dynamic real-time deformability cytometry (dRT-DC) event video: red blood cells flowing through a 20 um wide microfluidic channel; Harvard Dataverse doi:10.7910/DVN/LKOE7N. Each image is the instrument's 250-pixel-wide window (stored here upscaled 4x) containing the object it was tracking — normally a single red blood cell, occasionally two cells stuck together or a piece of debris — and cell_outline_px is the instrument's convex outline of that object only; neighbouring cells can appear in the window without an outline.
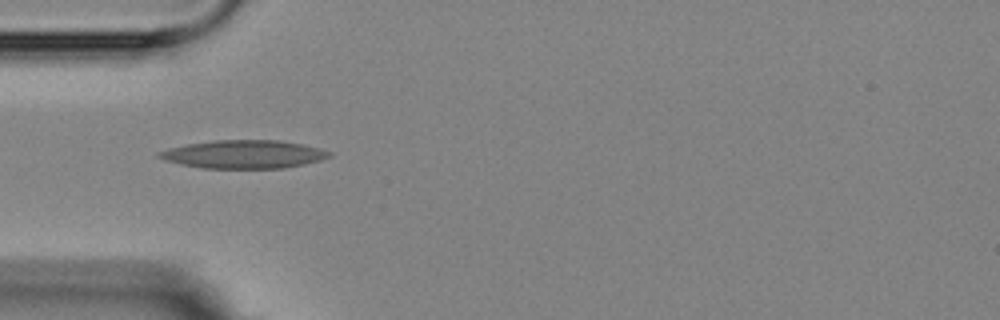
{"species": "Egyptian fruit bat (a non-hibernating species)", "species_latin": "Rousettus aegyptiacus", "temperature_condition": "room temperature", "stored_images_in_passage": 6, "camera_frame_rate_fps": 3000, "um_per_image_px": 0.085, "animal": {"sex": "female"}, "frame": {"image": 1, "passage_image": 4, "time_ms": 4.0, "image_size_px": [1000, 320], "cell_outline_px": [[332, 156], [320, 160], [304, 164], [284, 168], [200, 168], [180, 164], [164, 160], [156, 156], [156, 152], [168, 148], [184, 144], [212, 140], [280, 140], [320, 148], [332, 152]], "centroid_in_image_um": [20.67, 13.11], "position_along_channel_um": 64.3, "area_um2": 28.21}}
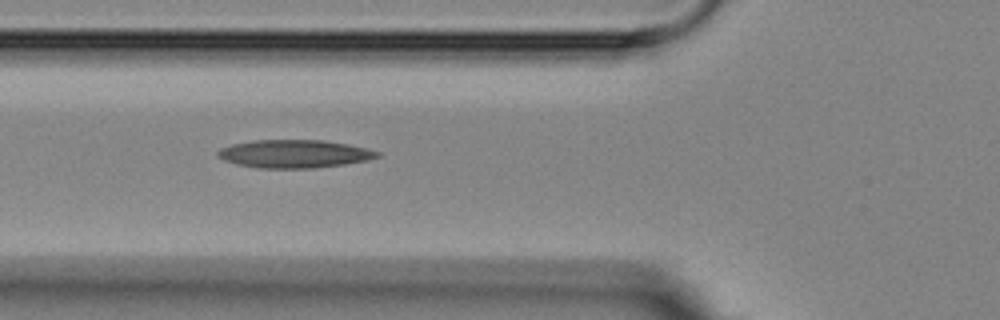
{"frame": {"image": 2, "passage_image": 5, "time_ms": 5.0, "image_size_px": [1000, 320], "cell_outline_px": [[380, 156], [368, 160], [344, 164], [316, 168], [260, 168], [236, 164], [224, 160], [216, 156], [216, 152], [220, 148], [232, 144], [252, 140], [324, 140], [348, 144], [380, 152]], "centroid_in_image_um": [24.98, 13.07], "position_along_channel_um": 100.8, "area_um2": 26.13}}
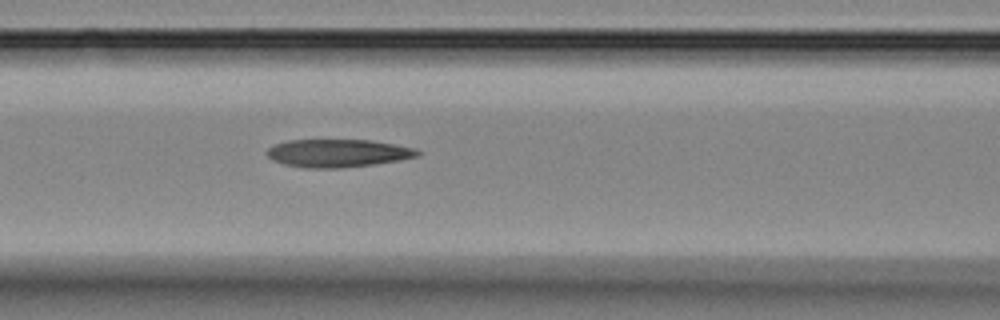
{"frame": {"image": 3, "passage_image": 6, "time_ms": 6.0, "image_size_px": [1000, 320], "cell_outline_px": [[420, 152], [416, 156], [400, 160], [372, 164], [340, 168], [304, 168], [284, 164], [272, 160], [264, 152], [268, 148], [276, 144], [288, 140], [372, 140], [416, 148]], "centroid_in_image_um": [28.68, 13.02], "position_along_channel_um": 137.9, "area_um2": 24.45}}